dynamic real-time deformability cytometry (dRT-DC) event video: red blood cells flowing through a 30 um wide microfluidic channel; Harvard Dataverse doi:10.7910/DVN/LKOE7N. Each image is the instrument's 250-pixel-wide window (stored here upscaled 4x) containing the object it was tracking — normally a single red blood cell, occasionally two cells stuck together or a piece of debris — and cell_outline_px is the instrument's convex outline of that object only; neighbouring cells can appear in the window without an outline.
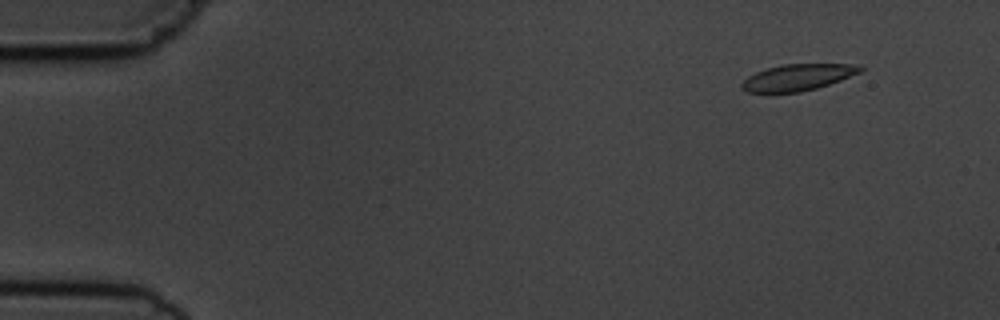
{"species": "common noctule bat (a hibernating species)", "species_latin": "Nyctalus noctula", "temperature_condition": "cold", "stored_images_in_passage": 4, "camera_frame_rate_fps": 3000, "um_per_image_px": 0.085, "animal": {"sex": "male", "body_mass_g": 19.5, "forearm_length_mm": 54.6}, "frame": {"image": 1, "passage_image": 1, "time_ms": 0.0, "image_size_px": [1000, 320], "cell_outline_px": [[864, 68], [860, 72], [840, 80], [816, 88], [800, 92], [748, 92], [740, 88], [740, 84], [748, 76], [756, 72], [768, 68], [784, 64], [860, 64]], "centroid_in_image_um": [67.8, 6.57], "position_along_channel_um": 17.2, "area_um2": 18.09}}
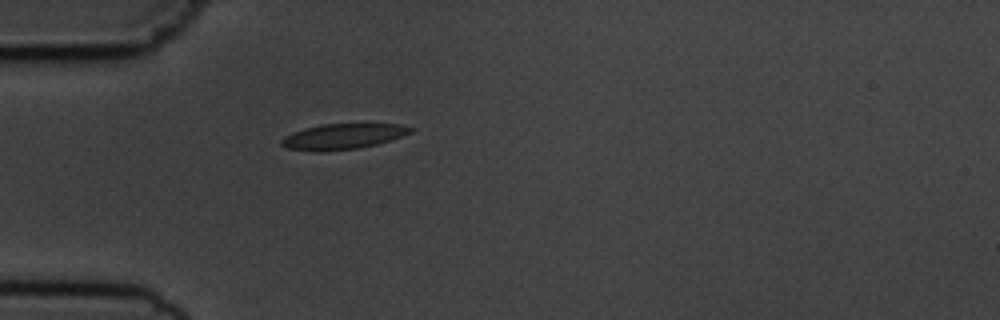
{"frame": {"image": 2, "passage_image": 4, "time_ms": 3.667, "image_size_px": [1000, 320], "cell_outline_px": [[416, 128], [412, 132], [392, 140], [360, 148], [320, 152], [316, 152], [288, 148], [280, 144], [280, 140], [284, 136], [292, 132], [304, 128], [320, 124], [400, 124]], "centroid_in_image_um": [29.14, 11.6], "position_along_channel_um": 55.9, "area_um2": 19.42}}